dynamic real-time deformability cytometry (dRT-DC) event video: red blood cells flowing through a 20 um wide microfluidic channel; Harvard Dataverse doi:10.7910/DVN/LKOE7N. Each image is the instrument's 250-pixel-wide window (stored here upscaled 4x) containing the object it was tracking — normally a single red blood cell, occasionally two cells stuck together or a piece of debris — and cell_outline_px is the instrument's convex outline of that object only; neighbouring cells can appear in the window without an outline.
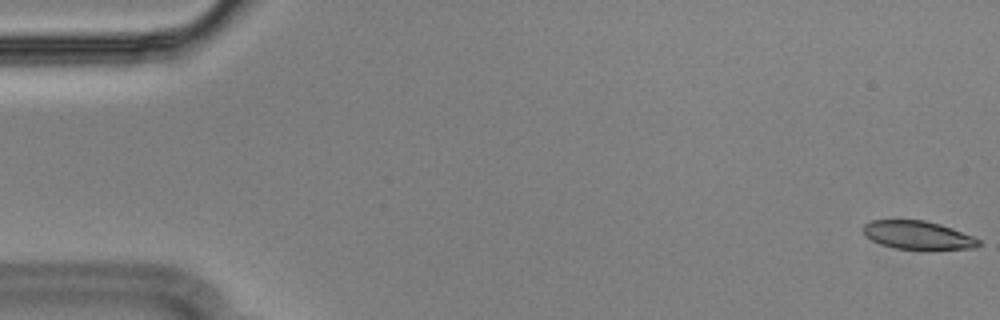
{"species": "Egyptian fruit bat (a non-hibernating species)", "species_latin": "Rousettus aegyptiacus", "temperature_condition": "cold", "stored_images_in_passage": 56, "camera_frame_rate_fps": 3000, "um_per_image_px": 0.085, "animal": {"sex": "male"}, "frame": {"image": 1, "passage_image": 1, "time_ms": 0.0, "image_size_px": [1000, 320], "cell_outline_px": [[980, 244], [976, 248], [932, 252], [896, 248], [880, 244], [872, 240], [860, 228], [864, 224], [872, 220], [924, 220], [940, 224], [952, 228], [972, 236], [980, 240]], "centroid_in_image_um": [78.07, 20.03], "position_along_channel_um": 6.9, "area_um2": 19.77}}
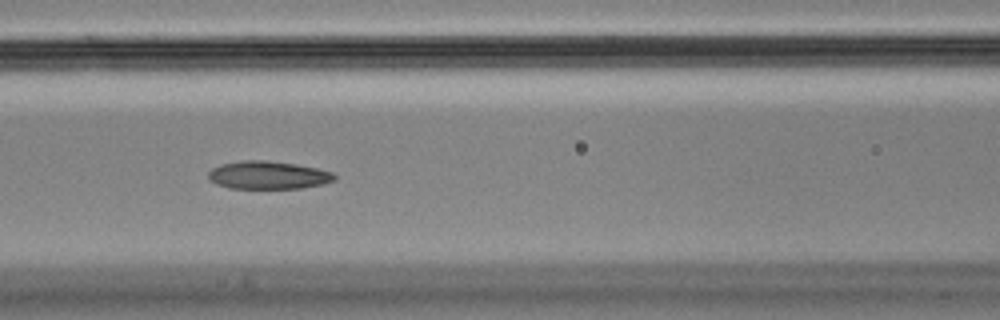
{"frame": {"image": 2, "passage_image": 24, "time_ms": 7.667, "image_size_px": [1000, 320], "cell_outline_px": [[336, 180], [324, 184], [300, 188], [228, 188], [216, 184], [208, 180], [208, 172], [212, 168], [220, 164], [244, 160], [268, 160], [296, 164], [316, 168], [332, 172], [336, 176]], "centroid_in_image_um": [22.77, 14.88], "position_along_channel_um": 143.8, "area_um2": 20.69}}
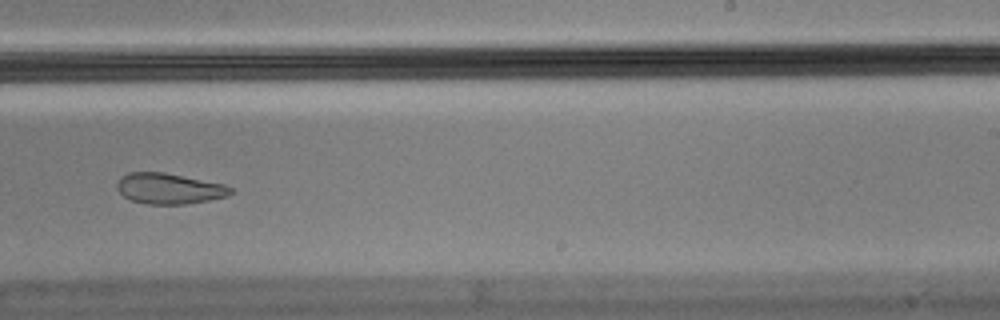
{"frame": {"image": 3, "passage_image": 35, "time_ms": 11.333, "image_size_px": [1000, 320], "cell_outline_px": [[232, 192], [228, 196], [208, 200], [184, 204], [148, 204], [132, 200], [124, 196], [116, 188], [116, 184], [120, 176], [128, 172], [164, 172], [224, 184], [232, 188]], "centroid_in_image_um": [14.35, 16.02], "position_along_channel_um": 274.6, "area_um2": 20.29}, "authors_computed_cell_mechanics": {"area_um2": 21.4149, "velocity_mm_per_s": 3.5783, "shape_relaxation_time_tau1_ms": null, "shape_relaxation_time_tau2_ms": 3.8249, "deformation_change_tau1": null, "deformation_change_tau2": 0.1033}}